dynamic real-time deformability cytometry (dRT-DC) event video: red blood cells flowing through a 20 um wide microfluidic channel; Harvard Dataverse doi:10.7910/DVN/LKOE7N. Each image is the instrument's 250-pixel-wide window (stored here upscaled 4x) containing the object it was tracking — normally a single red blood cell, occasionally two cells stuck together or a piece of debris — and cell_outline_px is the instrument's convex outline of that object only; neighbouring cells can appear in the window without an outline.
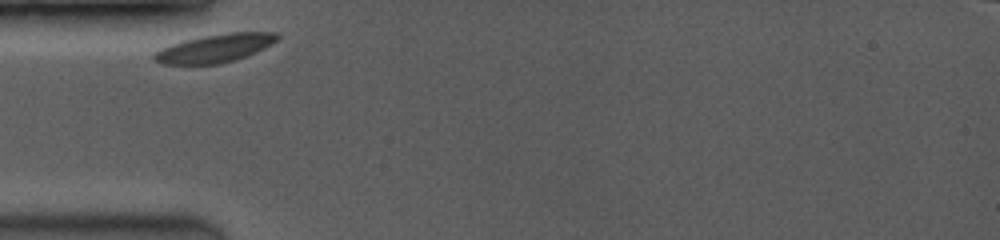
{"species": "common noctule bat (a hibernating species)", "species_latin": "Nyctalus noctula", "temperature_condition": "room temperature", "stored_images_in_passage": 34, "camera_frame_rate_fps": 3500, "um_per_image_px": 0.085, "animal": {"sex": "female", "body_mass_g": 19.0, "forearm_length_mm": 53.3}, "frame": {"image": 1, "passage_image": 1, "time_ms": 0.0, "image_size_px": [1000, 240], "cell_outline_px": [[280, 36], [276, 40], [264, 48], [256, 52], [236, 60], [220, 64], [160, 64], [152, 60], [152, 56], [160, 48], [184, 40], [204, 36], [228, 32], [280, 32]], "centroid_in_image_um": [18.26, 4.1], "position_along_channel_um": 66.7, "area_um2": 20.35}}
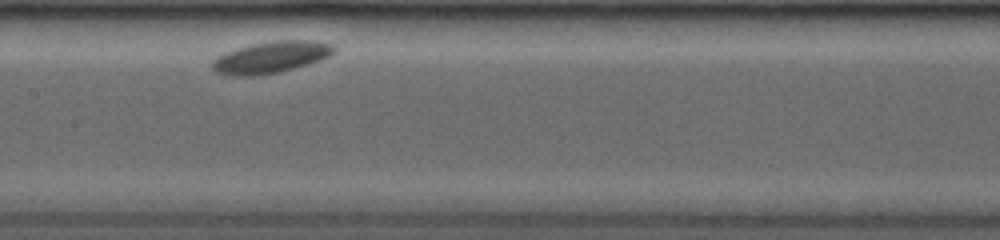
{"frame": {"image": 2, "passage_image": 13, "time_ms": 3.429, "image_size_px": [1000, 240], "cell_outline_px": [[336, 52], [320, 60], [308, 64], [280, 72], [252, 76], [232, 76], [216, 72], [212, 68], [212, 60], [216, 56], [224, 52], [236, 48], [252, 44], [276, 40], [316, 40], [336, 44]], "centroid_in_image_um": [23.05, 4.85], "position_along_channel_um": 184.3, "area_um2": 22.77}}
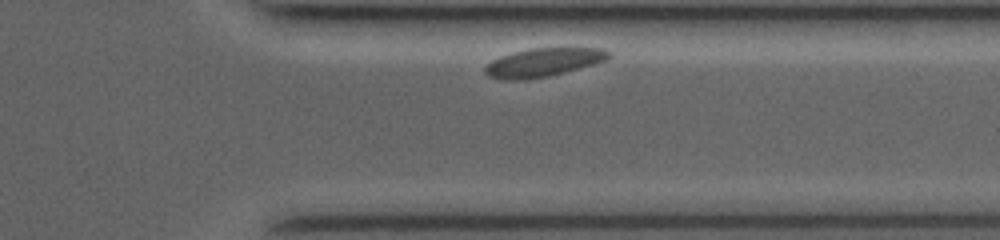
{"frame": {"image": 3, "passage_image": 31, "time_ms": 8.571, "image_size_px": [1000, 240], "cell_outline_px": [[612, 56], [604, 60], [592, 64], [548, 76], [516, 80], [504, 80], [488, 76], [484, 72], [484, 68], [492, 60], [500, 56], [512, 52], [532, 48], [604, 48], [612, 52]], "centroid_in_image_um": [46.16, 5.29], "position_along_channel_um": 365.2, "area_um2": 20.29}}